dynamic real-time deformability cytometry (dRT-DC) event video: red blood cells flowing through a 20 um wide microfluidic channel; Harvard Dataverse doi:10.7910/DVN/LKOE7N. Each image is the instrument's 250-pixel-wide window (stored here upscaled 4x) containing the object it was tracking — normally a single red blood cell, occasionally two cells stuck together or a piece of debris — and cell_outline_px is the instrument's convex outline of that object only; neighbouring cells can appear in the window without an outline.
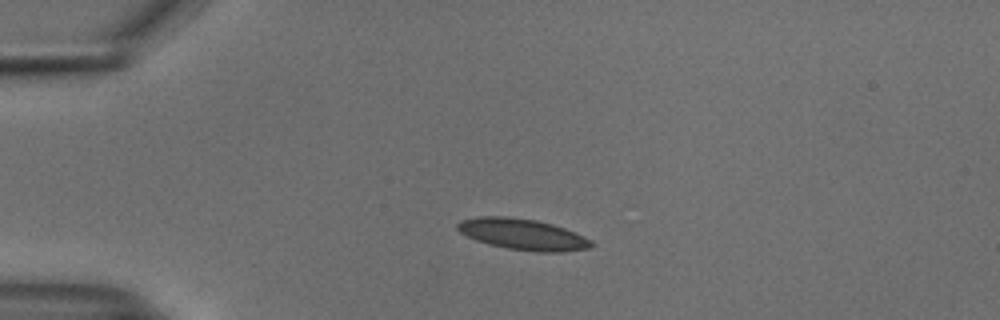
{"species": "common noctule bat (a hibernating species)", "species_latin": "Nyctalus noctula", "temperature_condition": "cold", "stored_images_in_passage": 42, "camera_frame_rate_fps": 3000, "um_per_image_px": 0.085, "animal": {"sex": "male", "body_mass_g": 18.8}, "frame": {"image": 1, "passage_image": 1, "time_ms": 0.0, "image_size_px": [1000, 320], "cell_outline_px": [[596, 244], [588, 248], [560, 252], [536, 252], [508, 248], [488, 244], [476, 240], [460, 232], [456, 228], [456, 224], [460, 220], [480, 216], [508, 216], [536, 220], [552, 224], [564, 228], [584, 236], [592, 240]], "centroid_in_image_um": [44.43, 19.91], "position_along_channel_um": 40.6, "area_um2": 24.28}}
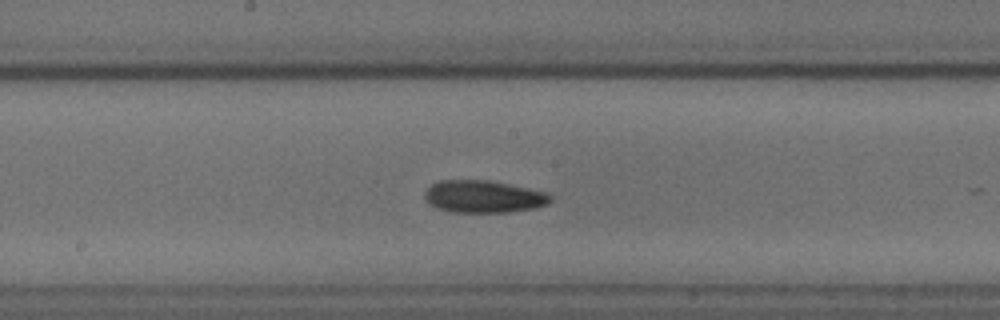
{"frame": {"image": 2, "passage_image": 17, "time_ms": 5.333, "image_size_px": [1000, 320], "cell_outline_px": [[552, 200], [548, 204], [536, 208], [508, 212], [452, 212], [436, 208], [428, 204], [424, 196], [424, 192], [432, 184], [440, 180], [488, 180], [548, 192], [552, 196]], "centroid_in_image_um": [41.11, 16.71], "position_along_channel_um": 207.1, "area_um2": 23.87}}
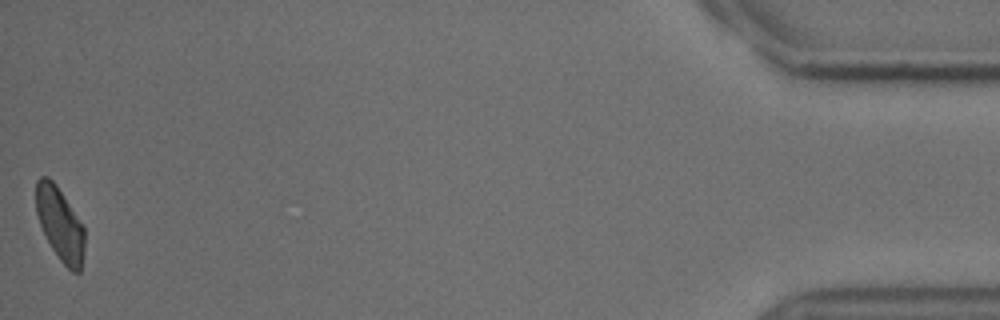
{"frame": {"image": 3, "passage_image": 42, "time_ms": 13.667, "image_size_px": [1000, 320], "cell_outline_px": [[84, 252], [80, 272], [72, 272], [60, 260], [52, 248], [40, 224], [36, 212], [36, 180], [40, 176], [48, 176], [56, 184], [84, 228]], "centroid_in_image_um": [5.09, 19.03], "position_along_channel_um": 430.1, "area_um2": 20.4}, "authors_computed_cell_mechanics": {"area_um2": 22.5998, "velocity_mm_per_s": 3.7344, "shape_relaxation_time_tau1_ms": 3.9648, "shape_relaxation_time_tau2_ms": 5.3381, "deformation_change_tau1": 0.0921, "deformation_change_tau2": 0.1007}}